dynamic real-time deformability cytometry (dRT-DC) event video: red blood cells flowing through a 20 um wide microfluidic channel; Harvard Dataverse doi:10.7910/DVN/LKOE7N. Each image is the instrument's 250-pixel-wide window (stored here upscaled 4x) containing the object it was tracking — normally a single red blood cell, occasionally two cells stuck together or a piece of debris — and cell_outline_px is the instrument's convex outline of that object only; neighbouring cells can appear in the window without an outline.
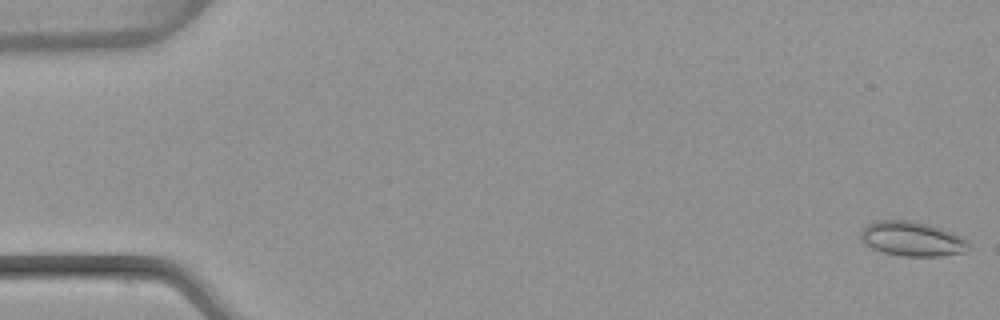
{"species": "common noctule bat (a hibernating species)", "species_latin": "Nyctalus noctula", "temperature_condition": "warm", "stored_images_in_passage": 51, "camera_frame_rate_fps": 3000, "um_per_image_px": 0.085, "animal": {"sex": "female", "body_mass_g": 22.7, "forearm_length_mm": 54.2}, "frame": {"image": 1, "passage_image": 1, "time_ms": 0.0, "image_size_px": [1000, 320], "cell_outline_px": [[972, 248], [964, 252], [940, 256], [900, 256], [884, 252], [872, 248], [860, 240], [860, 232], [868, 224], [876, 220], [908, 220], [928, 224], [940, 228], [968, 240]], "centroid_in_image_um": [77.53, 20.31], "position_along_channel_um": 7.5, "area_um2": 21.73}}
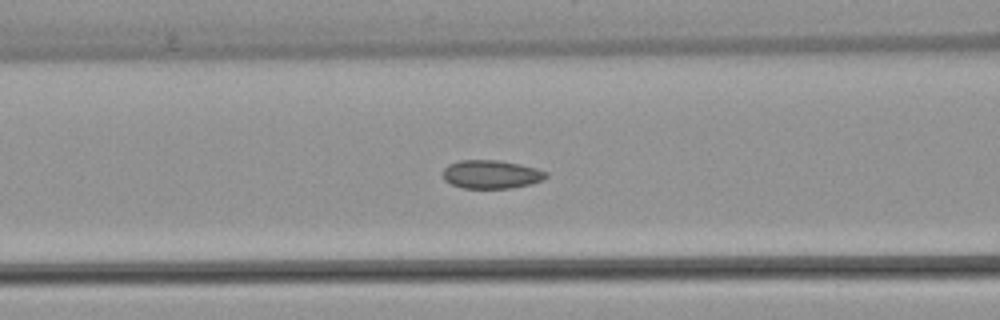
{"frame": {"image": 2, "passage_image": 21, "time_ms": 6.667, "image_size_px": [1000, 320], "cell_outline_px": [[548, 176], [532, 184], [512, 188], [464, 188], [452, 184], [444, 180], [444, 168], [448, 164], [460, 160], [500, 160], [520, 164], [536, 168], [548, 172]], "centroid_in_image_um": [41.77, 14.81], "position_along_channel_um": 124.8, "area_um2": 17.11}}
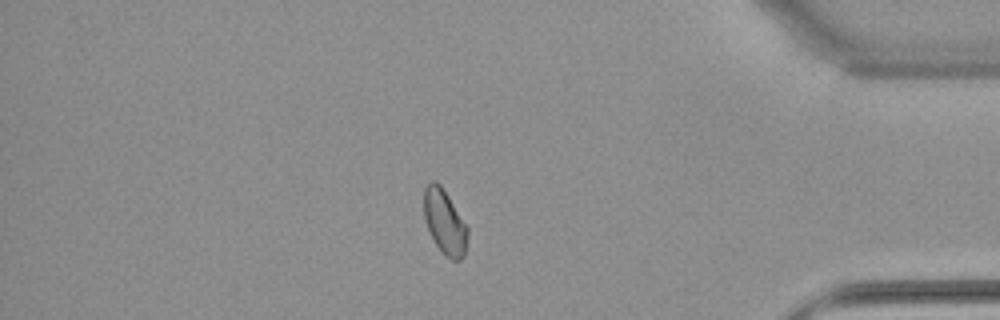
{"frame": {"image": 3, "passage_image": 44, "time_ms": 14.333, "image_size_px": [1000, 320], "cell_outline_px": [[468, 236], [464, 256], [460, 260], [452, 260], [436, 244], [428, 228], [424, 216], [424, 188], [432, 180], [436, 180], [440, 184], [448, 196], [468, 228]], "centroid_in_image_um": [37.8, 18.84], "position_along_channel_um": 397.4, "area_um2": 16.07}, "authors_computed_cell_mechanics": {"area_um2": 17.1088, "velocity_mm_per_s": 3.9894, "shape_relaxation_time_tau1_ms": null, "shape_relaxation_time_tau2_ms": 2.3033, "deformation_change_tau1": null, "deformation_change_tau2": 0.0402}}